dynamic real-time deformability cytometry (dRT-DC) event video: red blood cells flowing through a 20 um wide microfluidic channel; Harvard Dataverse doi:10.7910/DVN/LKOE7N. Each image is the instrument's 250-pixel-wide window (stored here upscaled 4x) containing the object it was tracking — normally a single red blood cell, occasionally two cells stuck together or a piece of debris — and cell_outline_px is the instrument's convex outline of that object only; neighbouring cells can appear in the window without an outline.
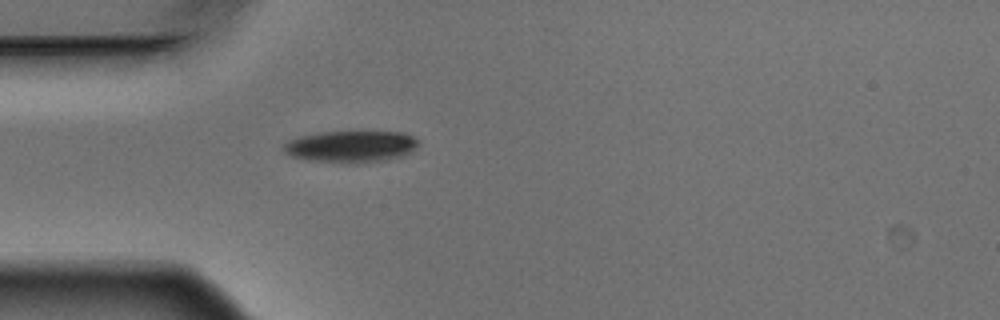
{"species": "Egyptian fruit bat (a non-hibernating species)", "species_latin": "Rousettus aegyptiacus", "temperature_condition": "warm", "stored_images_in_passage": 3, "camera_frame_rate_fps": 3000, "um_per_image_px": 0.085, "animal": {"sex": "male"}, "frame": {"image": 1, "passage_image": 3, "time_ms": 0.667, "image_size_px": [1000, 320], "cell_outline_px": [[420, 144], [416, 148], [400, 156], [384, 160], [356, 164], [304, 160], [292, 156], [284, 152], [284, 144], [288, 140], [300, 136], [320, 132], [404, 132], [420, 140]], "centroid_in_image_um": [29.82, 12.46], "position_along_channel_um": 55.2, "area_um2": 25.03}}